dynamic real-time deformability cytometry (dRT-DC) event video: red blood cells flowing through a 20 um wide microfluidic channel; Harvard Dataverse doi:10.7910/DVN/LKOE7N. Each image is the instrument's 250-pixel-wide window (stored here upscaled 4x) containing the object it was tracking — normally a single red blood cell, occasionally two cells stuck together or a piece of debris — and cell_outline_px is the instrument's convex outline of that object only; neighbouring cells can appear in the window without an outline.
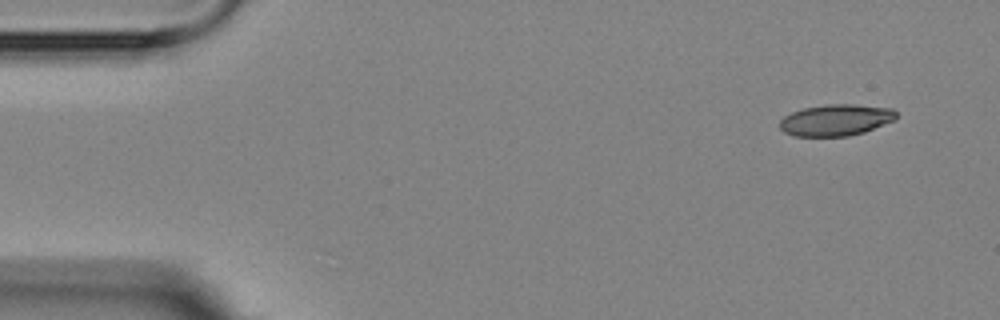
{"species": "Egyptian fruit bat (a non-hibernating species)", "species_latin": "Rousettus aegyptiacus", "temperature_condition": "room temperature", "stored_images_in_passage": 5, "camera_frame_rate_fps": 3000, "um_per_image_px": 0.085, "animal": {"sex": "female"}, "frame": {"image": 1, "passage_image": 1, "time_ms": 0.0, "image_size_px": [1000, 320], "cell_outline_px": [[896, 120], [864, 132], [848, 136], [796, 136], [784, 132], [780, 128], [780, 120], [784, 116], [792, 112], [804, 108], [824, 104], [852, 104], [892, 108], [896, 112]], "centroid_in_image_um": [71.06, 10.2], "position_along_channel_um": 13.9, "area_um2": 21.39}}
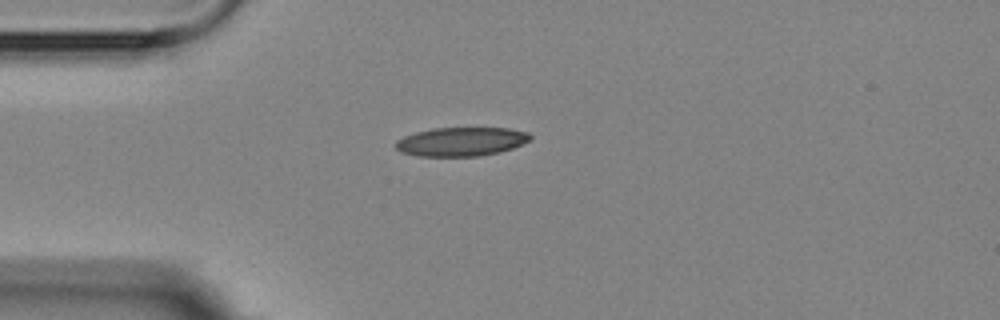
{"frame": {"image": 2, "passage_image": 4, "time_ms": 3.333, "image_size_px": [1000, 320], "cell_outline_px": [[532, 140], [512, 148], [500, 152], [480, 156], [416, 156], [400, 152], [396, 148], [396, 140], [404, 136], [416, 132], [432, 128], [508, 128], [528, 132], [532, 136]], "centroid_in_image_um": [39.21, 12.04], "position_along_channel_um": 45.8, "area_um2": 22.77}}